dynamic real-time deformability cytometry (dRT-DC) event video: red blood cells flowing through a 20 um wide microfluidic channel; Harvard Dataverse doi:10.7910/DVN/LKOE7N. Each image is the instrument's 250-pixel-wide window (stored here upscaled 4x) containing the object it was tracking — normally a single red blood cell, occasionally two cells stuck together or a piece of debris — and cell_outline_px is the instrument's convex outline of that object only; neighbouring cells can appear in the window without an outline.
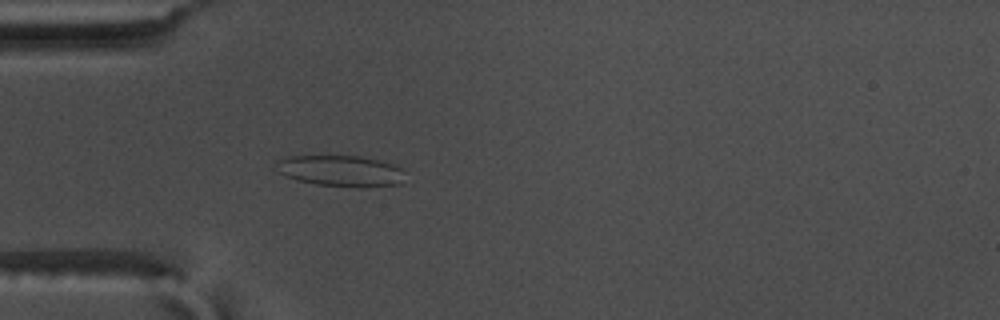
{"species": "common noctule bat (a hibernating species)", "species_latin": "Nyctalus noctula", "temperature_condition": "warm", "stored_images_in_passage": 55, "camera_frame_rate_fps": 3000, "um_per_image_px": 0.085, "animal": {"sex": "male", "body_mass_g": 17.5, "forearm_length_mm": 52.3}, "frame": {"image": 1, "passage_image": 16, "time_ms": 5.0, "image_size_px": [1000, 320], "cell_outline_px": [[400, 184], [360, 188], [356, 188], [316, 184], [300, 180], [276, 172], [276, 160], [288, 156], [360, 156], [392, 164], [400, 168]], "centroid_in_image_um": [28.88, 14.53], "position_along_channel_um": 56.1, "area_um2": 23.06}}
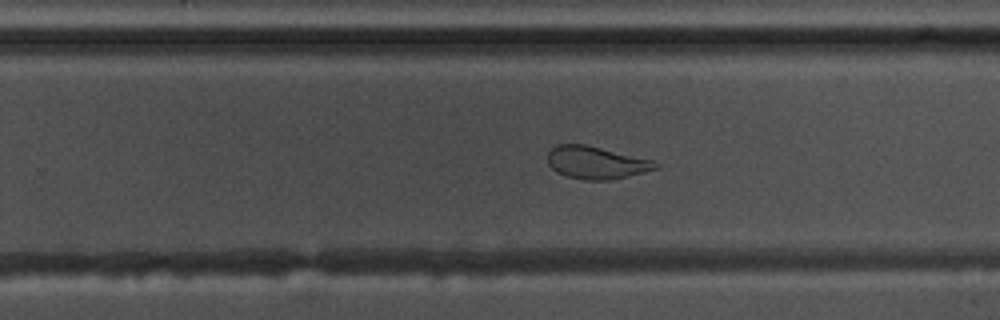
{"frame": {"image": 2, "passage_image": 35, "time_ms": 11.333, "image_size_px": [1000, 320], "cell_outline_px": [[660, 168], [612, 180], [584, 180], [564, 176], [556, 172], [548, 164], [548, 152], [556, 144], [584, 144], [652, 160], [660, 164]], "centroid_in_image_um": [50.66, 13.83], "position_along_channel_um": 279.1, "area_um2": 20.52}}
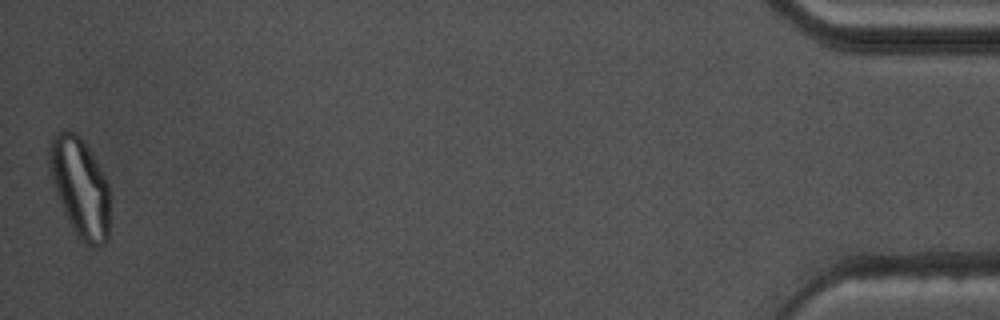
{"frame": {"image": 3, "passage_image": 55, "time_ms": 18.0, "image_size_px": [1000, 320], "cell_outline_px": [[108, 240], [104, 244], [88, 244], [72, 228], [68, 220], [60, 200], [52, 176], [52, 136], [56, 132], [64, 128], [68, 128], [76, 132], [80, 136], [88, 148], [104, 176], [108, 184]], "centroid_in_image_um": [6.84, 15.87], "position_along_channel_um": 428.4, "area_um2": 33.35}, "authors_computed_cell_mechanics": {"area_um2": 25.7788, "velocity_mm_per_s": 3.6258, "shape_relaxation_time_tau1_ms": null, "shape_relaxation_time_tau2_ms": 1.4466, "deformation_change_tau1": null, "deformation_change_tau2": 0.0811}}